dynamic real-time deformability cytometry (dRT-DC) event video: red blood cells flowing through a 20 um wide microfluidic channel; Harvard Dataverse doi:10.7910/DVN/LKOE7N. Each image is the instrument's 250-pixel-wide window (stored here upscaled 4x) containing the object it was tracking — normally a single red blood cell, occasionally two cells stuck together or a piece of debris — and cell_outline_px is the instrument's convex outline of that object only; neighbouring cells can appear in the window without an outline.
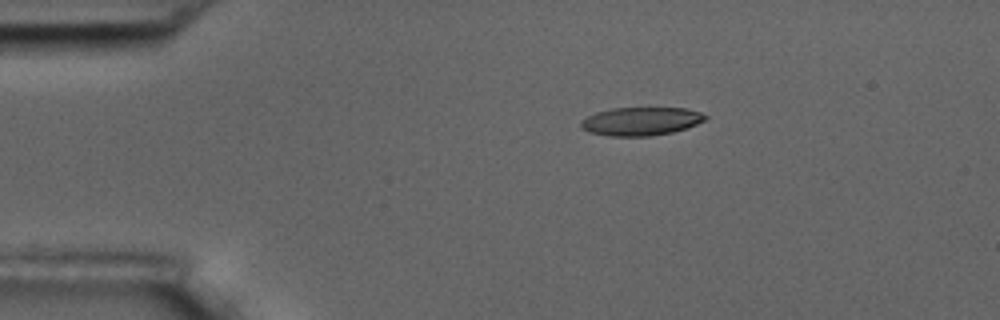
{"species": "common noctule bat (a hibernating species)", "species_latin": "Nyctalus noctula", "temperature_condition": "room temperature", "stored_images_in_passage": 2, "camera_frame_rate_fps": 3000, "um_per_image_px": 0.085, "animal": {"sex": "male", "body_mass_g": 17.5, "forearm_length_mm": 52.3}, "frame": {"image": 1, "passage_image": 1, "time_ms": 0.0, "image_size_px": [1000, 320], "cell_outline_px": [[708, 116], [704, 120], [696, 124], [672, 132], [648, 136], [608, 136], [588, 132], [580, 128], [580, 120], [596, 112], [612, 108], [688, 108], [700, 112]], "centroid_in_image_um": [54.43, 10.31], "position_along_channel_um": 30.6, "area_um2": 20.52}}